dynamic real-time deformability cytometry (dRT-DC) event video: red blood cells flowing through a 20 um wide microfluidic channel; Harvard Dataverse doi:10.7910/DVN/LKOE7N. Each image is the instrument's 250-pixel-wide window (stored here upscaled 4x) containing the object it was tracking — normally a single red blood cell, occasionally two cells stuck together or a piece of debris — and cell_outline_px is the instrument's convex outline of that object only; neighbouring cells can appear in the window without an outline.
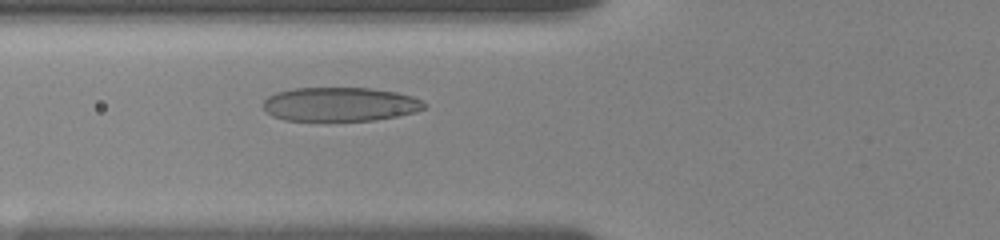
{"species": "human", "species_latin": "Homo sapiens", "temperature_condition": "room temperature", "stored_images_in_passage": 48, "camera_frame_rate_fps": 3000, "um_per_image_px": 0.085, "donor": {"sex": "female"}, "frame": {"image": 1, "passage_image": 14, "time_ms": 4.333, "image_size_px": [1000, 240], "cell_outline_px": [[428, 104], [424, 108], [416, 112], [396, 116], [372, 120], [284, 120], [272, 116], [264, 108], [264, 100], [268, 96], [276, 92], [292, 88], [372, 88], [396, 92], [412, 96]], "centroid_in_image_um": [28.9, 8.85], "position_along_channel_um": 96.9, "area_um2": 31.79}}
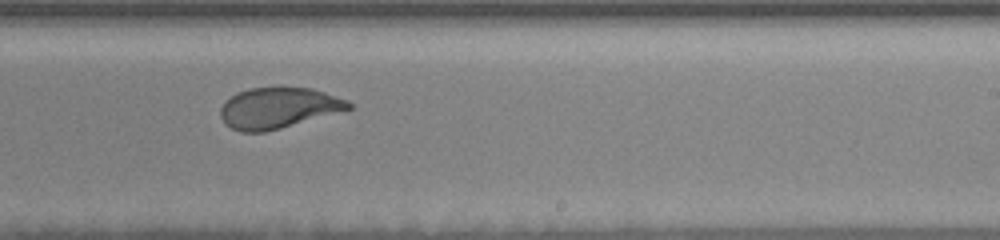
{"frame": {"image": 2, "passage_image": 28, "time_ms": 9.0, "image_size_px": [1000, 240], "cell_outline_px": [[352, 108], [280, 128], [264, 132], [240, 132], [224, 124], [220, 116], [220, 108], [236, 92], [248, 88], [312, 88], [348, 100], [352, 104]], "centroid_in_image_um": [23.62, 9.18], "position_along_channel_um": 265.4, "area_um2": 30.11}}
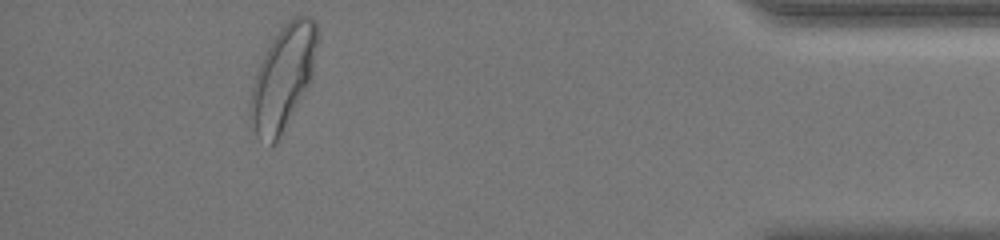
{"frame": {"image": 3, "passage_image": 44, "time_ms": 14.333, "image_size_px": [1000, 240], "cell_outline_px": [[316, 44], [312, 76], [308, 84], [276, 140], [272, 144], [256, 136], [248, 112], [252, 88], [256, 72], [272, 40], [284, 24], [292, 16], [312, 16], [316, 20]], "centroid_in_image_um": [24.03, 6.53], "position_along_channel_um": 411.2, "area_um2": 38.96}, "authors_computed_cell_mechanics": {"area_um2": 33.0038, "velocity_mm_per_s": 3.6059, "shape_relaxation_time_tau1_ms": 3.2537, "shape_relaxation_time_tau2_ms": null, "deformation_change_tau1": 0.1543, "deformation_change_tau2": null}}